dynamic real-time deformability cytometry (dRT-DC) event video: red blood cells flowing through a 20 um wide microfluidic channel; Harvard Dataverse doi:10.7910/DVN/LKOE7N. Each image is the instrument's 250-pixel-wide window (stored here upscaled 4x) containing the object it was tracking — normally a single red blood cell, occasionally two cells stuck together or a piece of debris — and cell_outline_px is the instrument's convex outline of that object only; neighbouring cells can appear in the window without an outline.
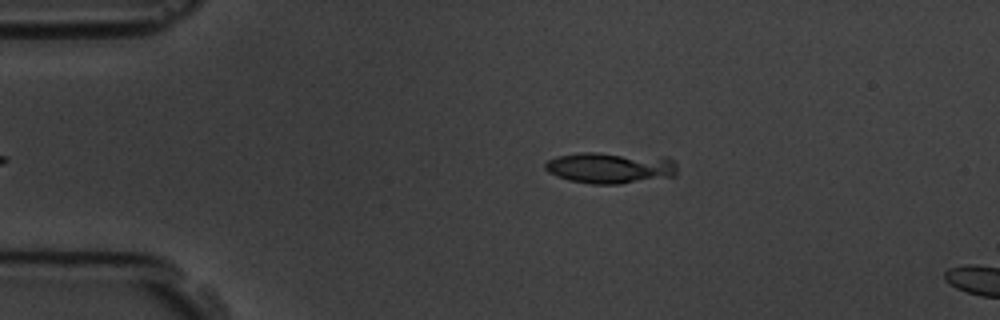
{"species": "common noctule bat (a hibernating species)", "species_latin": "Nyctalus noctula", "temperature_condition": "room temperature", "stored_images_in_passage": 10, "camera_frame_rate_fps": 3000, "um_per_image_px": 0.085, "animal": {"sex": "male", "body_mass_g": 19.5, "forearm_length_mm": 54.6}, "frame": {"image": 1, "passage_image": 6, "time_ms": 1.667, "image_size_px": [1000, 320], "cell_outline_px": [[676, 176], [620, 184], [592, 184], [568, 180], [556, 176], [548, 172], [544, 168], [544, 164], [548, 160], [556, 156], [580, 152], [596, 152], [668, 156], [676, 164]], "centroid_in_image_um": [51.89, 14.25], "position_along_channel_um": 33.1, "area_um2": 24.57}}